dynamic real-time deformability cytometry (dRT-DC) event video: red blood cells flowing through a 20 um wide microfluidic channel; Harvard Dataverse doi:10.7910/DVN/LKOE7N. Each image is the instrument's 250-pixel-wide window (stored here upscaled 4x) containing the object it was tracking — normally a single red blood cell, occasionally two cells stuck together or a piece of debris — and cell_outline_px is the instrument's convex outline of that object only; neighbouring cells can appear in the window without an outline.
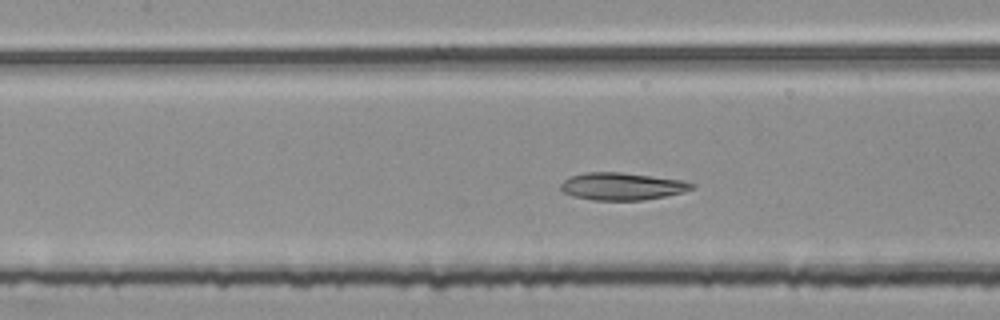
{"species": "common noctule bat (a hibernating species)", "species_latin": "Nyctalus noctula", "temperature_condition": "room temperature", "stored_images_in_passage": 41, "camera_frame_rate_fps": 3000, "um_per_image_px": 0.085, "animal": {"sex": "female", "body_mass_g": 25.1}, "frame": {"image": 1, "passage_image": 19, "time_ms": 6.0, "image_size_px": [1000, 320], "cell_outline_px": [[696, 188], [684, 192], [644, 200], [592, 200], [572, 196], [564, 192], [560, 188], [560, 184], [568, 176], [584, 172], [620, 172], [684, 180], [696, 184]], "centroid_in_image_um": [52.88, 15.83], "position_along_channel_um": 154.5, "area_um2": 21.15}}
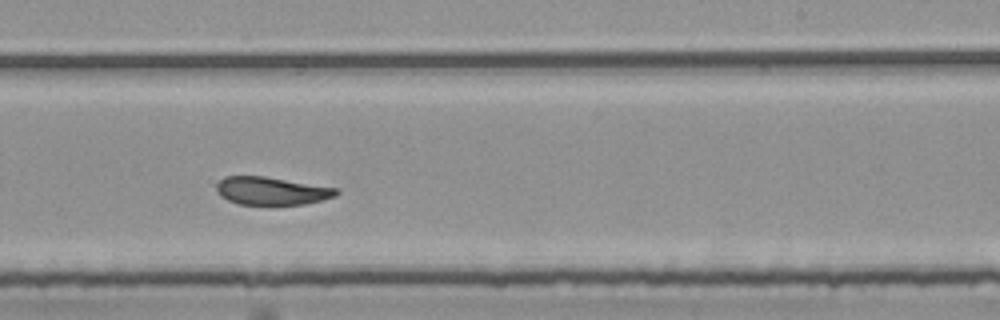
{"frame": {"image": 2, "passage_image": 28, "time_ms": 9.0, "image_size_px": [1000, 320], "cell_outline_px": [[340, 192], [336, 196], [304, 204], [240, 204], [228, 200], [220, 196], [216, 192], [216, 184], [224, 176], [264, 176], [340, 188]], "centroid_in_image_um": [23.09, 16.21], "position_along_channel_um": 265.9, "area_um2": 19.54}}
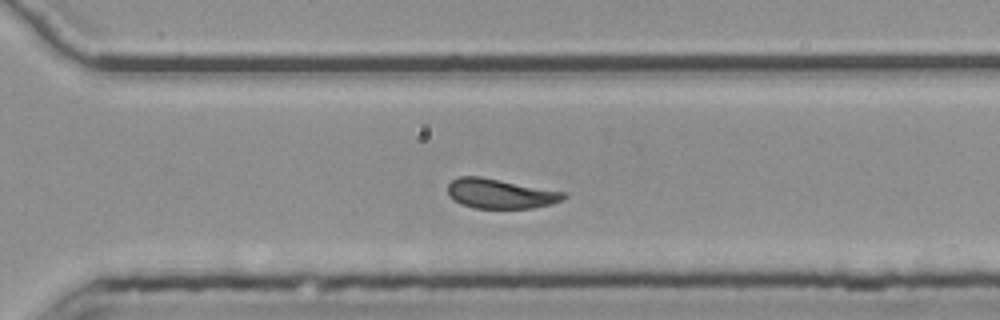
{"frame": {"image": 3, "passage_image": 33, "time_ms": 10.667, "image_size_px": [1000, 320], "cell_outline_px": [[568, 196], [564, 200], [552, 204], [532, 208], [472, 208], [460, 204], [452, 200], [448, 196], [448, 184], [452, 180], [460, 176], [480, 176], [568, 192]], "centroid_in_image_um": [42.55, 16.46], "position_along_channel_um": 328.0, "area_um2": 20.46}, "authors_computed_cell_mechanics": {"area_um2": 20.6924, "velocity_mm_per_s": 3.7317, "shape_relaxation_time_tau1_ms": null, "shape_relaxation_time_tau2_ms": 2.9825, "deformation_change_tau1": null, "deformation_change_tau2": 0.0926}}